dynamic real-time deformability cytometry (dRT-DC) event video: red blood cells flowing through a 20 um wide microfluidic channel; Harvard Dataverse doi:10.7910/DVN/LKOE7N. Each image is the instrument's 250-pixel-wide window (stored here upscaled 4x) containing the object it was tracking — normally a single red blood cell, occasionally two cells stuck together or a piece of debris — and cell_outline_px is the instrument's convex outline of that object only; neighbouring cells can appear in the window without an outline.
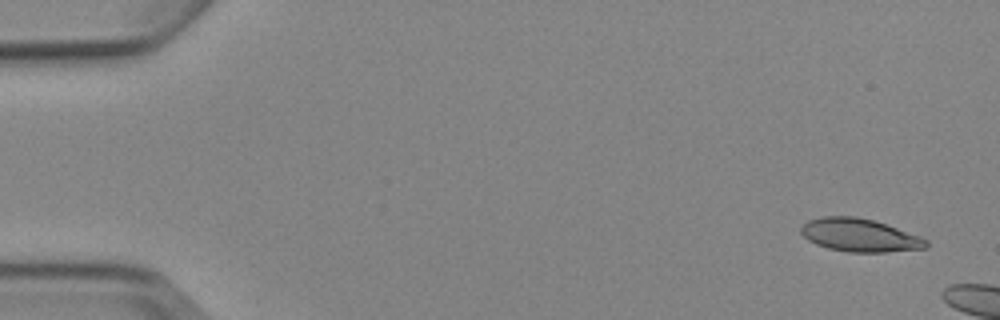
{"species": "Egyptian fruit bat (a non-hibernating species)", "species_latin": "Rousettus aegyptiacus", "temperature_condition": "cold", "stored_images_in_passage": 2, "camera_frame_rate_fps": 3000, "um_per_image_px": 0.085, "animal": {"sex": "female"}, "frame": {"image": 1, "passage_image": 1, "time_ms": 0.0, "image_size_px": [1000, 320], "cell_outline_px": [[928, 248], [888, 252], [848, 252], [828, 248], [816, 244], [808, 240], [800, 232], [800, 228], [808, 220], [824, 216], [856, 216], [872, 220], [920, 236], [928, 240]], "centroid_in_image_um": [73.07, 20.0], "position_along_channel_um": 11.9, "area_um2": 24.04}}